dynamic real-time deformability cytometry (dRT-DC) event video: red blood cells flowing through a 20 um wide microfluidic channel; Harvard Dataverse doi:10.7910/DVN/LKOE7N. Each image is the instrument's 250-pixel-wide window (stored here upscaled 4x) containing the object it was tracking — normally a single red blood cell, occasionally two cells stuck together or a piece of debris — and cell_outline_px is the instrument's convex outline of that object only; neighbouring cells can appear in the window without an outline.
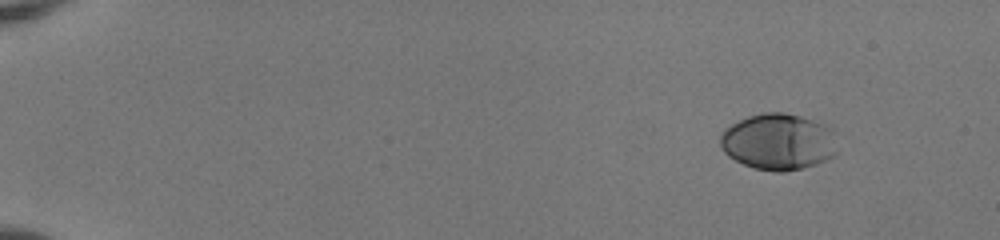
{"species": "human", "species_latin": "Homo sapiens", "temperature_condition": "room temperature", "stored_images_in_passage": 49, "camera_frame_rate_fps": 3000, "um_per_image_px": 0.085, "donor": {"sex": "female"}, "frame": {"image": 1, "passage_image": 1, "time_ms": 0.0, "image_size_px": [1000, 240], "cell_outline_px": [[836, 152], [832, 156], [816, 164], [784, 172], [776, 172], [756, 168], [744, 164], [728, 156], [724, 152], [720, 144], [720, 136], [732, 124], [748, 116], [764, 112], [784, 112], [832, 124]], "centroid_in_image_um": [66.19, 12.03], "position_along_channel_um": 18.8, "area_um2": 38.49}}
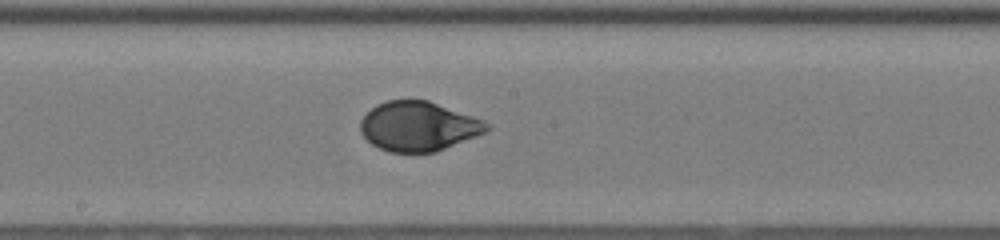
{"frame": {"image": 2, "passage_image": 27, "time_ms": 8.667, "image_size_px": [1000, 240], "cell_outline_px": [[492, 128], [476, 136], [436, 152], [388, 152], [372, 144], [360, 132], [360, 120], [376, 104], [388, 100], [428, 100], [484, 120]], "centroid_in_image_um": [35.56, 10.73], "position_along_channel_um": 212.6, "area_um2": 36.3}}
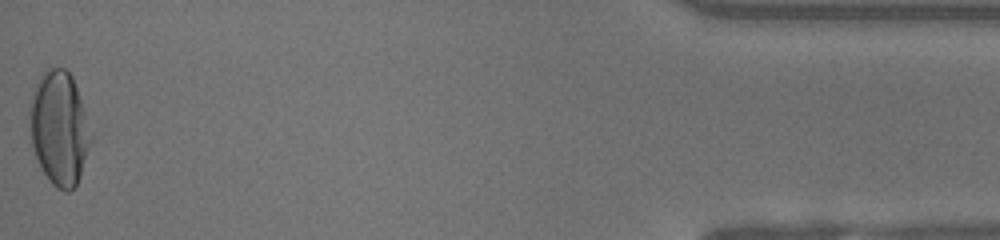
{"frame": {"image": 3, "passage_image": 49, "time_ms": 16.0, "image_size_px": [1000, 240], "cell_outline_px": [[96, 136], [76, 184], [68, 192], [64, 192], [56, 188], [52, 184], [44, 172], [36, 156], [32, 144], [28, 112], [32, 92], [40, 76], [48, 68], [64, 68], [72, 76]], "centroid_in_image_um": [5.09, 10.89], "position_along_channel_um": 430.1, "area_um2": 41.33}, "authors_computed_cell_mechanics": {"area_um2": 36.414, "velocity_mm_per_s": 3.9804, "shape_relaxation_time_tau1_ms": 3.864, "shape_relaxation_time_tau2_ms": null, "deformation_change_tau1": 0.1928, "deformation_change_tau2": null}}